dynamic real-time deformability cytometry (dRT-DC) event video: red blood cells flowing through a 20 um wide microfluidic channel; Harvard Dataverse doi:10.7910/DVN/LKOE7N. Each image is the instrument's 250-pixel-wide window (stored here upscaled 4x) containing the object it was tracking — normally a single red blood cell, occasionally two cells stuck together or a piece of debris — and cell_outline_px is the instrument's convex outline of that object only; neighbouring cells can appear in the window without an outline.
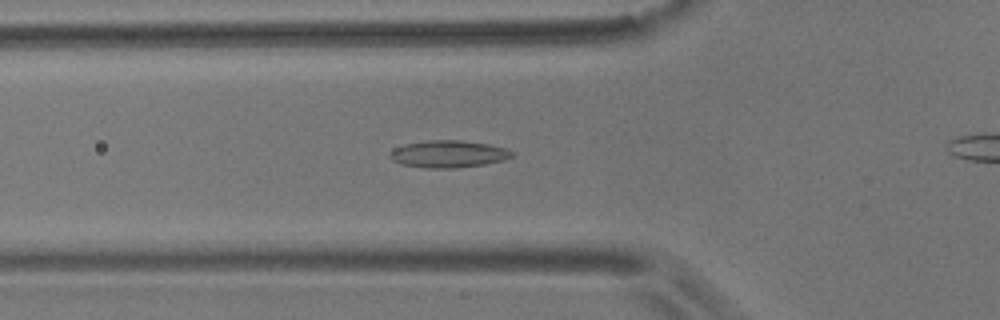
{"species": "common noctule bat (a hibernating species)", "species_latin": "Nyctalus noctula", "temperature_condition": "room temperature", "stored_images_in_passage": 46, "camera_frame_rate_fps": 3000, "um_per_image_px": 0.085, "animal": {"sex": "male", "body_mass_g": 17.9}, "frame": {"image": 1, "passage_image": 19, "time_ms": 6.0, "image_size_px": [1000, 320], "cell_outline_px": [[512, 156], [504, 160], [484, 164], [456, 168], [424, 168], [400, 164], [392, 160], [388, 156], [396, 148], [404, 144], [428, 140], [460, 140], [488, 144], [504, 148], [512, 152]], "centroid_in_image_um": [38.08, 13.09], "position_along_channel_um": 87.7, "area_um2": 19.19}}
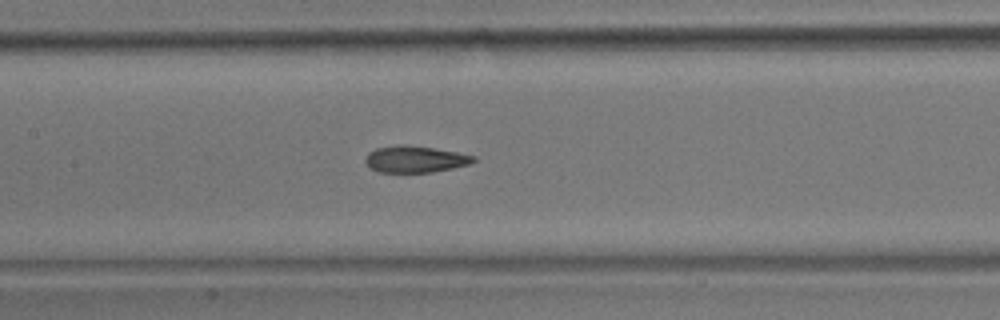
{"frame": {"image": 2, "passage_image": 26, "time_ms": 8.333, "image_size_px": [1000, 320], "cell_outline_px": [[476, 160], [468, 164], [452, 168], [432, 172], [376, 172], [368, 168], [364, 160], [368, 152], [376, 148], [432, 148], [456, 152], [476, 156]], "centroid_in_image_um": [35.27, 13.59], "position_along_channel_um": 172.1, "area_um2": 15.95}}
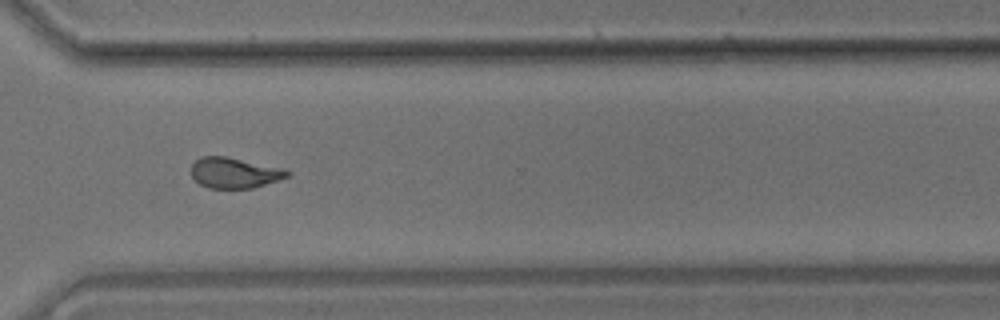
{"frame": {"image": 3, "passage_image": 41, "time_ms": 13.333, "image_size_px": [1000, 320], "cell_outline_px": [[292, 172], [288, 176], [252, 188], [208, 188], [200, 184], [192, 176], [192, 164], [200, 156], [224, 156], [284, 168]], "centroid_in_image_um": [19.92, 14.68], "position_along_channel_um": 350.7, "area_um2": 16.94}}